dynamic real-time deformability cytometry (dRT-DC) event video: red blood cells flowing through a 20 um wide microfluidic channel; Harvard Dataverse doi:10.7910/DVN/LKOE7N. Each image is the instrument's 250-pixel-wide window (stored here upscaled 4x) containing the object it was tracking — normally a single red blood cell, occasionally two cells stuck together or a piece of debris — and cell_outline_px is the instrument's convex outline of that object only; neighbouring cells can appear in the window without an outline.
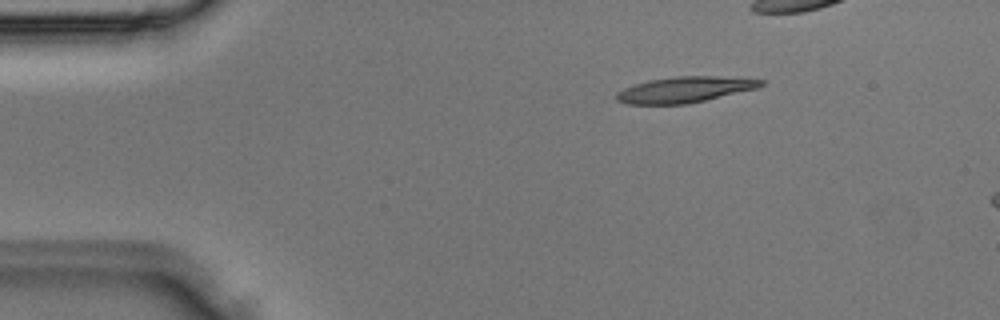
{"species": "Egyptian fruit bat (a non-hibernating species)", "species_latin": "Rousettus aegyptiacus", "temperature_condition": "room temperature", "stored_images_in_passage": 3, "camera_frame_rate_fps": 3000, "um_per_image_px": 0.085, "animal": {"sex": "male"}, "frame": {"image": 1, "passage_image": 3, "time_ms": 0.667, "image_size_px": [1000, 320], "cell_outline_px": [[764, 84], [760, 88], [688, 104], [624, 104], [616, 100], [616, 92], [624, 88], [648, 80], [676, 76], [720, 76], [764, 80]], "centroid_in_image_um": [58.22, 7.62], "position_along_channel_um": 26.8, "area_um2": 21.91}}